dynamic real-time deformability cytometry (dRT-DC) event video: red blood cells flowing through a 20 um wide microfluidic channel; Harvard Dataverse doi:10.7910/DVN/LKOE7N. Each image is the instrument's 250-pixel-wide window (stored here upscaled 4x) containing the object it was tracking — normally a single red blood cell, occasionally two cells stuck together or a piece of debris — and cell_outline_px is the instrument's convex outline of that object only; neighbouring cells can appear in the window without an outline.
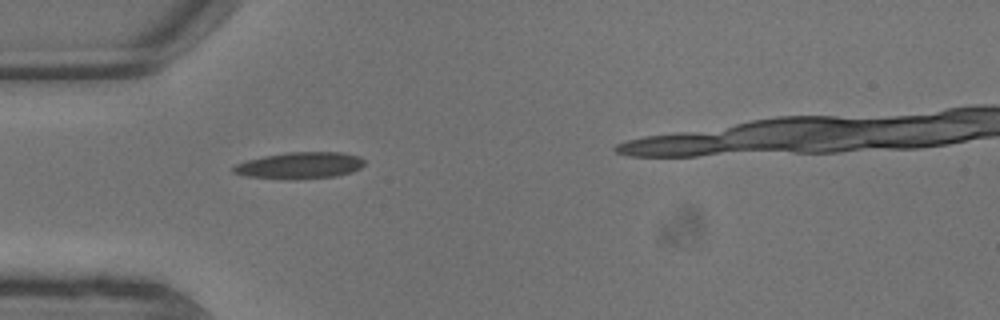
{"species": "common noctule bat (a hibernating species)", "species_latin": "Nyctalus noctula", "temperature_condition": "warm", "stored_images_in_passage": 2, "camera_frame_rate_fps": 3000, "um_per_image_px": 0.085, "animal": {"sex": "male", "body_mass_g": 13.3}, "frame": {"image": 1, "passage_image": 1, "time_ms": 0.0, "image_size_px": [1000, 320], "cell_outline_px": [[364, 164], [360, 168], [352, 172], [336, 176], [292, 180], [244, 176], [232, 172], [232, 168], [236, 164], [248, 160], [264, 156], [284, 152], [344, 152], [360, 156], [364, 160]], "centroid_in_image_um": [25.49, 14.06], "position_along_channel_um": 59.5, "area_um2": 20.52}}
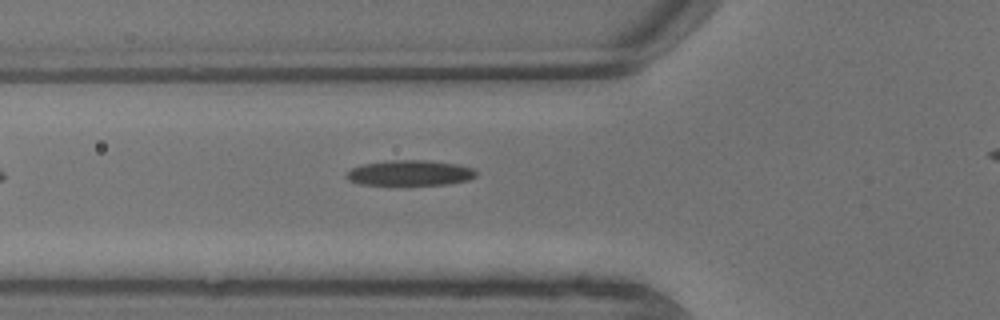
{"frame": {"image": 2, "passage_image": 2, "time_ms": 0.333, "image_size_px": [1000, 320], "cell_outline_px": [[476, 176], [468, 180], [448, 184], [360, 184], [348, 180], [344, 176], [352, 168], [364, 164], [392, 160], [428, 160], [456, 164], [476, 168]], "centroid_in_image_um": [34.88, 14.69], "position_along_channel_um": 90.9, "area_um2": 19.02}}